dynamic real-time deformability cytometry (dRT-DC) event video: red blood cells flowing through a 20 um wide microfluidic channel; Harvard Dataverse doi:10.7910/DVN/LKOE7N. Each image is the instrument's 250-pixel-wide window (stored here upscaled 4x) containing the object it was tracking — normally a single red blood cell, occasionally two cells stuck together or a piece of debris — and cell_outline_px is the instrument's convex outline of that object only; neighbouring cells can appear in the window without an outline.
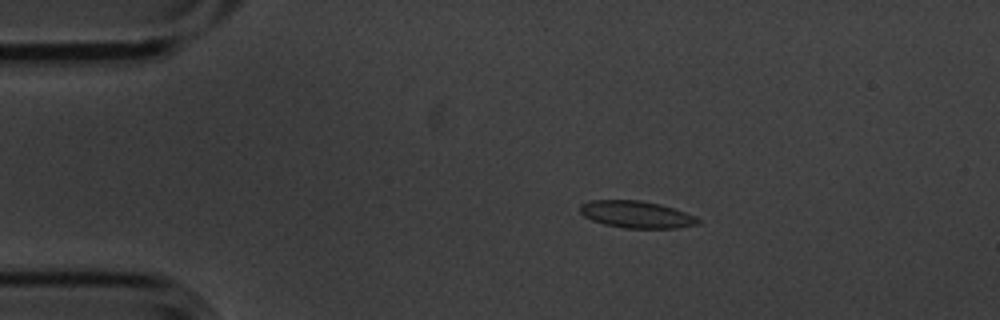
{"species": "common noctule bat (a hibernating species)", "species_latin": "Nyctalus noctula", "temperature_condition": "cold", "stored_images_in_passage": 48, "camera_frame_rate_fps": 3000, "um_per_image_px": 0.085, "animal": {"sex": "male", "body_mass_g": 20.1, "forearm_length_mm": 53.5}, "frame": {"image": 1, "passage_image": 3, "time_ms": 0.667, "image_size_px": [1000, 320], "cell_outline_px": [[700, 224], [680, 228], [624, 228], [604, 224], [592, 220], [584, 216], [580, 212], [580, 204], [592, 200], [640, 200], [660, 204], [696, 216], [700, 220]], "centroid_in_image_um": [54.11, 18.23], "position_along_channel_um": 30.9, "area_um2": 18.61}}
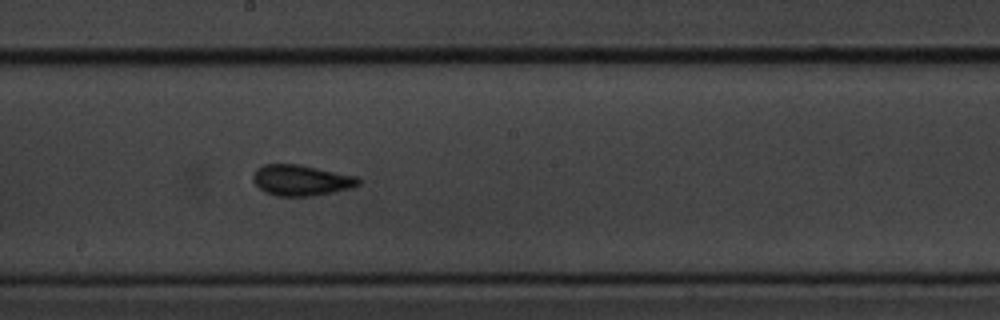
{"frame": {"image": 2, "passage_image": 23, "time_ms": 7.333, "image_size_px": [1000, 320], "cell_outline_px": [[360, 184], [348, 188], [332, 192], [312, 196], [276, 196], [264, 192], [252, 180], [252, 176], [256, 168], [264, 164], [300, 164], [356, 176], [360, 180]], "centroid_in_image_um": [25.55, 15.31], "position_along_channel_um": 222.6, "area_um2": 18.9}}
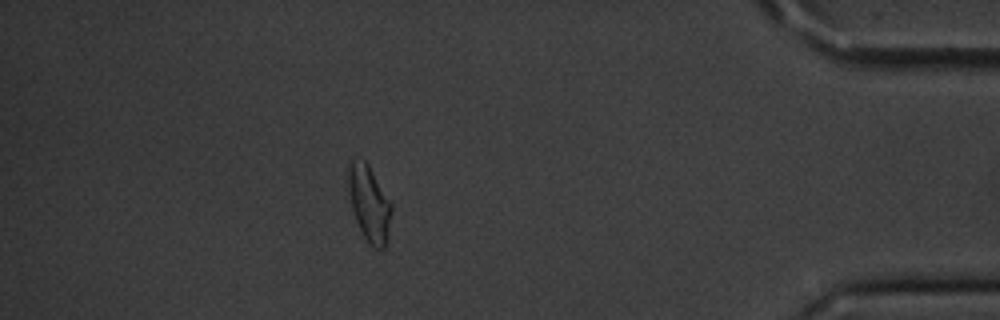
{"frame": {"image": 3, "passage_image": 42, "time_ms": 13.667, "image_size_px": [1000, 320], "cell_outline_px": [[392, 212], [388, 236], [384, 248], [376, 248], [368, 244], [356, 220], [352, 208], [348, 188], [348, 164], [352, 160], [364, 160], [368, 164], [392, 204]], "centroid_in_image_um": [31.39, 17.3], "position_along_channel_um": 403.8, "area_um2": 18.9}, "authors_computed_cell_mechanics": {"area_um2": 18.3515, "velocity_mm_per_s": 3.5636, "shape_relaxation_time_tau1_ms": 4.9724, "shape_relaxation_time_tau2_ms": 1.3976, "deformation_change_tau1": 0.0961, "deformation_change_tau2": 0.0681}}